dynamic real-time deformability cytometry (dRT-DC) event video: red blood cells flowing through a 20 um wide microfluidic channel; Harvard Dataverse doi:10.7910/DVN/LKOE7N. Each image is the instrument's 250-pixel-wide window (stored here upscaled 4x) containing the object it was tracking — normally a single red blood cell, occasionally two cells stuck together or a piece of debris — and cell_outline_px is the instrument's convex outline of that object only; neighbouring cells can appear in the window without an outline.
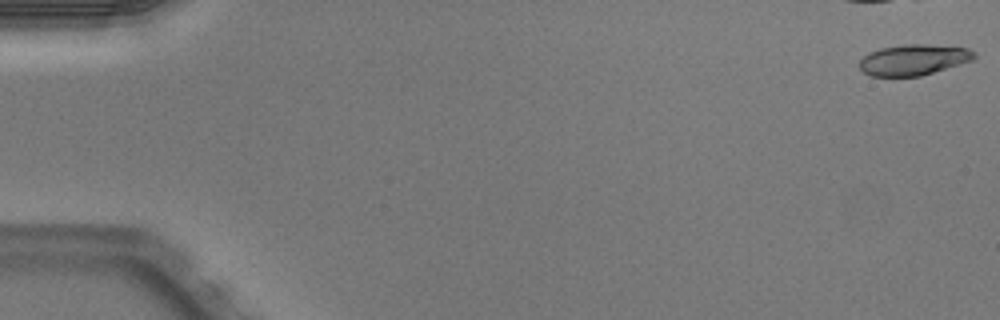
{"species": "Egyptian fruit bat (a non-hibernating species)", "species_latin": "Rousettus aegyptiacus", "temperature_condition": "warm", "stored_images_in_passage": 20, "camera_frame_rate_fps": 3000, "um_per_image_px": 0.085, "animal": {"sex": "male"}, "frame": {"image": 1, "passage_image": 1, "time_ms": 0.0, "image_size_px": [1000, 320], "cell_outline_px": [[976, 56], [972, 60], [920, 76], [872, 76], [864, 72], [860, 68], [860, 60], [868, 52], [880, 48], [904, 44], [928, 44], [968, 48], [976, 52]], "centroid_in_image_um": [77.65, 5.07], "position_along_channel_um": 7.4, "area_um2": 20.52}}